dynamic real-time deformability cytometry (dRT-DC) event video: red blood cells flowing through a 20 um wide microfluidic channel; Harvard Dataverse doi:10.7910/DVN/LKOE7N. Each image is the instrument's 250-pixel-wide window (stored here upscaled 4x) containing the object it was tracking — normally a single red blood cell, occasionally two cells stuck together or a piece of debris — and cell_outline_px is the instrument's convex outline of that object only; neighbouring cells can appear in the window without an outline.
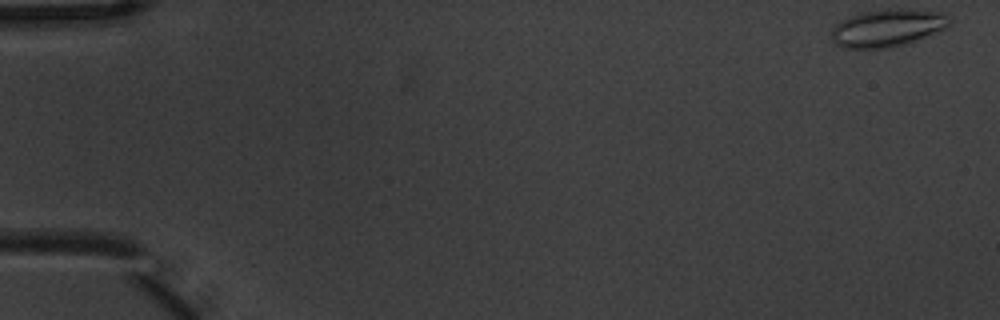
{"species": "common noctule bat (a hibernating species)", "species_latin": "Nyctalus noctula", "temperature_condition": "warm", "stored_images_in_passage": 7, "camera_frame_rate_fps": 3000, "um_per_image_px": 0.085, "animal": {"sex": "male", "body_mass_g": 20.1, "forearm_length_mm": 53.5}, "frame": {"image": 1, "passage_image": 1, "time_ms": 0.0, "image_size_px": [1000, 320], "cell_outline_px": [[952, 24], [928, 36], [892, 48], [840, 48], [832, 40], [832, 28], [836, 24], [860, 12], [944, 12]], "centroid_in_image_um": [75.39, 2.45], "position_along_channel_um": 9.6, "area_um2": 24.51}}
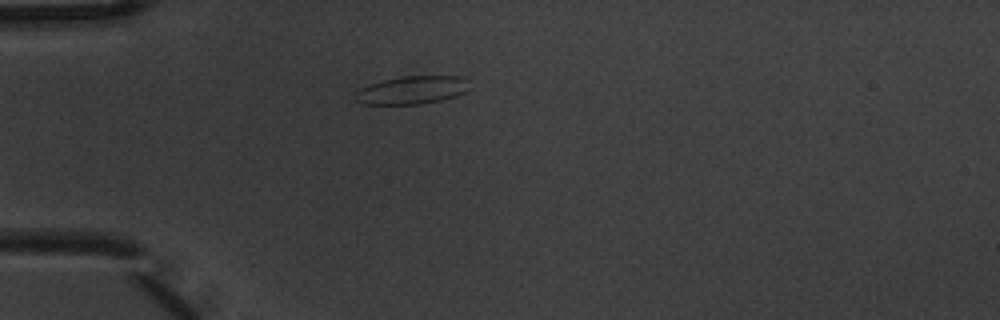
{"frame": {"image": 2, "passage_image": 5, "time_ms": 1.333, "image_size_px": [1000, 320], "cell_outline_px": [[464, 92], [456, 96], [440, 100], [420, 104], [364, 104], [356, 100], [352, 96], [360, 88], [368, 84], [380, 80], [404, 76], [464, 76]], "centroid_in_image_um": [34.9, 7.65], "position_along_channel_um": 50.1, "area_um2": 18.44}}